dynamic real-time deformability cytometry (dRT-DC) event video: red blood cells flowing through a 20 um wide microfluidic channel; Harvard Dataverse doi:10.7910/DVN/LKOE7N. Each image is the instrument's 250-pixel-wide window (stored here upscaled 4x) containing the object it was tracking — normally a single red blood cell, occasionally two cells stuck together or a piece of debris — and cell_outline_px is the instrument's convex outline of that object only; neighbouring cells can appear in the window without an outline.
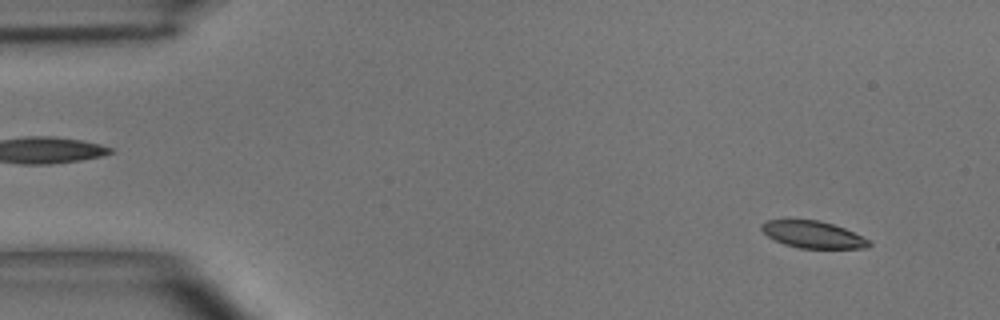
{"species": "common noctule bat (a hibernating species)", "species_latin": "Nyctalus noctula", "temperature_condition": "room temperature", "stored_images_in_passage": 50, "camera_frame_rate_fps": 3000, "um_per_image_px": 0.085, "animal": {"sex": "male", "body_mass_g": 15.6}, "frame": {"image": 1, "passage_image": 4, "time_ms": 1.0, "image_size_px": [1000, 320], "cell_outline_px": [[872, 244], [868, 248], [800, 248], [784, 244], [768, 236], [760, 228], [760, 224], [768, 220], [816, 220], [832, 224], [844, 228], [868, 240]], "centroid_in_image_um": [69.08, 19.94], "position_along_channel_um": 15.9, "area_um2": 16.59}}
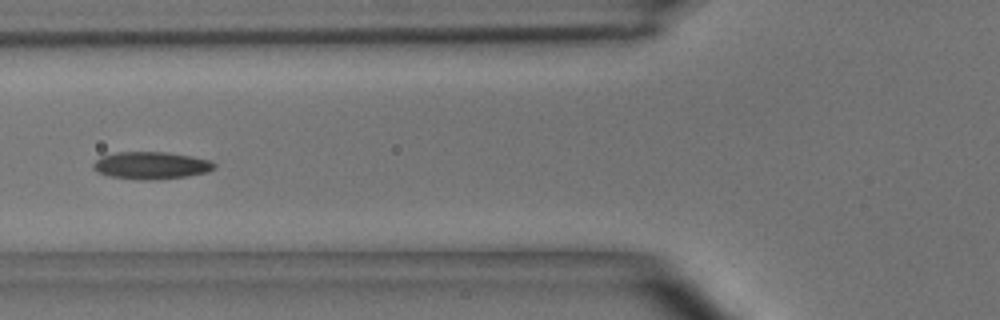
{"frame": {"image": 2, "passage_image": 19, "time_ms": 6.0, "image_size_px": [1000, 320], "cell_outline_px": [[216, 168], [208, 172], [188, 176], [152, 180], [144, 180], [112, 176], [96, 172], [92, 168], [92, 164], [100, 156], [116, 152], [168, 152], [212, 160], [216, 164]], "centroid_in_image_um": [12.87, 14.05], "position_along_channel_um": 112.9, "area_um2": 19.42}}
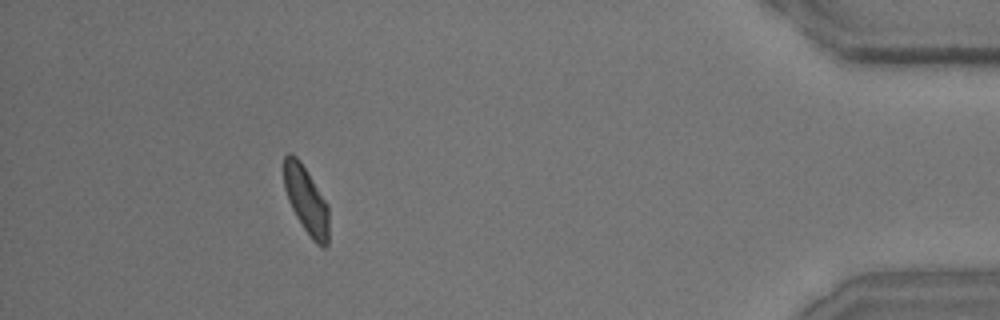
{"frame": {"image": 3, "passage_image": 46, "time_ms": 15.0, "image_size_px": [1000, 320], "cell_outline_px": [[328, 244], [324, 248], [316, 244], [312, 240], [296, 216], [288, 200], [284, 188], [284, 156], [288, 152], [292, 152], [300, 160], [328, 204]], "centroid_in_image_um": [26.02, 17.0], "position_along_channel_um": 409.2, "area_um2": 17.63}, "authors_computed_cell_mechanics": {"area_um2": 18.207, "velocity_mm_per_s": 3.9085, "shape_relaxation_time_tau1_ms": 3.4641, "shape_relaxation_time_tau2_ms": 2.9804, "deformation_change_tau1": 0.1138, "deformation_change_tau2": 0.1017}}